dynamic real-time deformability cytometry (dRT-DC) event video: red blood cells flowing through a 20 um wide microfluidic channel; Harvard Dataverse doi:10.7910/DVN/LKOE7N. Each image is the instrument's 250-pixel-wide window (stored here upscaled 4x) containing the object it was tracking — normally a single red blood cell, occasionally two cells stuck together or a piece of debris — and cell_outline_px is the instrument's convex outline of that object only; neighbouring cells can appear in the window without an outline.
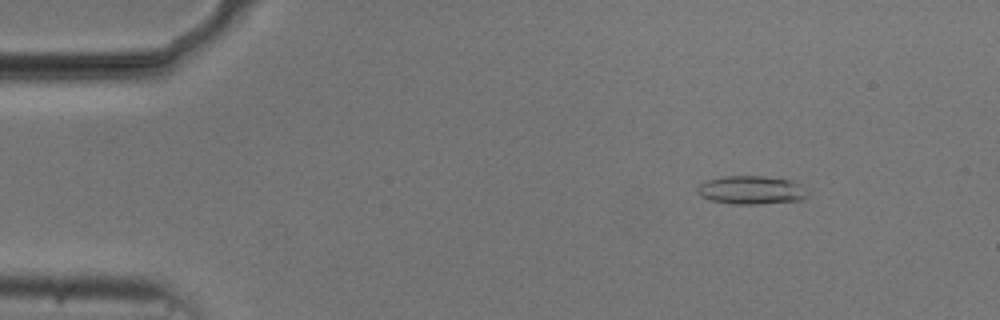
{"species": "common noctule bat (a hibernating species)", "species_latin": "Nyctalus noctula", "temperature_condition": "cold", "stored_images_in_passage": 54, "camera_frame_rate_fps": 3000, "um_per_image_px": 0.085, "animal": {"sex": "male", "body_mass_g": 20.5, "forearm_length_mm": 52.5}, "frame": {"image": 1, "passage_image": 7, "time_ms": 2.0, "image_size_px": [1000, 320], "cell_outline_px": [[804, 196], [800, 200], [760, 204], [732, 204], [712, 200], [700, 196], [696, 192], [696, 188], [700, 184], [708, 180], [724, 176], [764, 176], [788, 180], [796, 184]], "centroid_in_image_um": [63.71, 16.16], "position_along_channel_um": 21.3, "area_um2": 17.63}}
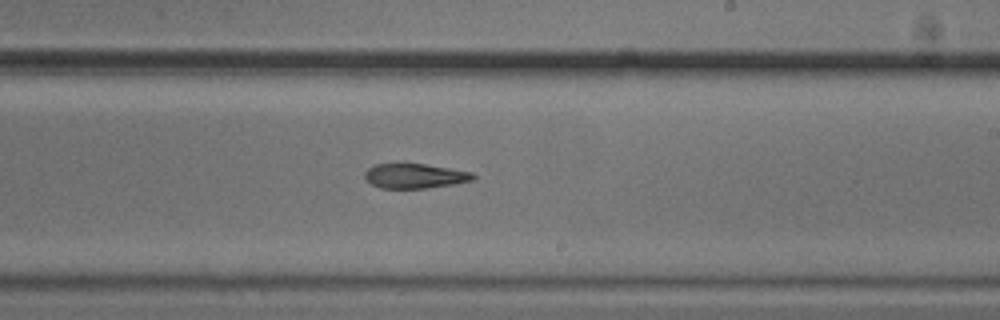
{"frame": {"image": 2, "passage_image": 32, "time_ms": 10.333, "image_size_px": [1000, 320], "cell_outline_px": [[476, 180], [428, 188], [380, 188], [372, 184], [364, 176], [364, 172], [368, 168], [376, 164], [400, 160], [472, 172], [476, 176]], "centroid_in_image_um": [35.23, 14.91], "position_along_channel_um": 253.8, "area_um2": 16.18}}
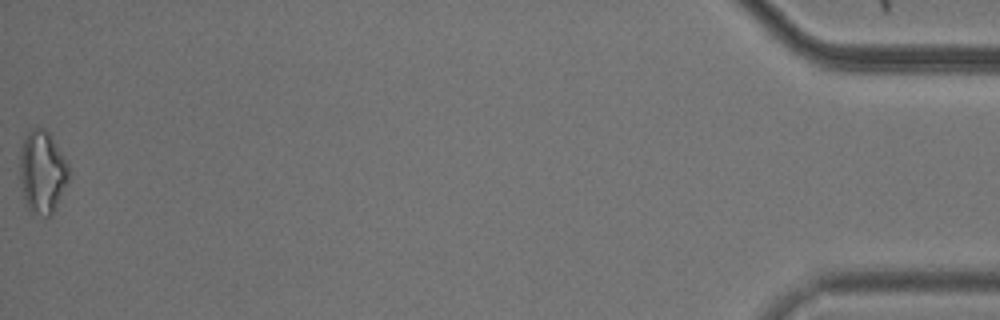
{"frame": {"image": 3, "passage_image": 54, "time_ms": 17.667, "image_size_px": [1000, 320], "cell_outline_px": [[68, 180], [52, 216], [44, 216], [32, 212], [28, 208], [24, 196], [20, 180], [20, 148], [28, 132], [32, 128], [44, 128], [48, 132], [68, 164]], "centroid_in_image_um": [3.58, 14.63], "position_along_channel_um": 431.6, "area_um2": 23.18}}